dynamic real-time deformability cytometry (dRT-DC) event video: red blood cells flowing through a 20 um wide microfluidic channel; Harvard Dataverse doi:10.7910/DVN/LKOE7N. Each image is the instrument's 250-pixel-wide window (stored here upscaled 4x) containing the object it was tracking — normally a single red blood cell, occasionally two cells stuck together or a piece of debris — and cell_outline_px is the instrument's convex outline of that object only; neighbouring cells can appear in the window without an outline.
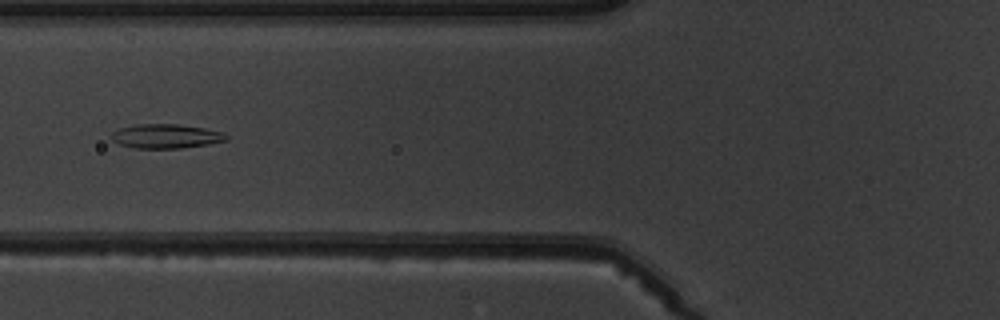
{"species": "common noctule bat (a hibernating species)", "species_latin": "Nyctalus noctula", "temperature_condition": "warm", "stored_images_in_passage": 6, "camera_frame_rate_fps": 3000, "um_per_image_px": 0.085, "animal": {"sex": "male", "body_mass_g": 19.5, "forearm_length_mm": 54.6}, "frame": {"image": 1, "passage_image": 2, "time_ms": 1.333, "image_size_px": [1000, 320], "cell_outline_px": [[228, 140], [208, 144], [180, 148], [136, 148], [120, 144], [112, 140], [112, 132], [120, 128], [136, 124], [180, 124], [204, 128], [224, 132], [228, 136]], "centroid_in_image_um": [14.13, 11.57], "position_along_channel_um": 111.7, "area_um2": 16.18}}
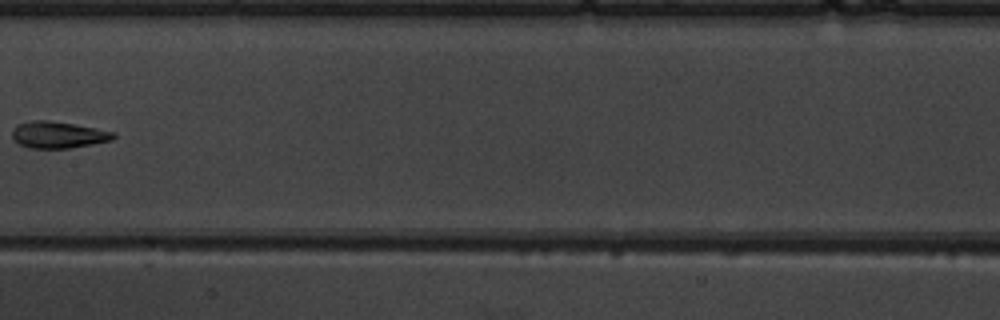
{"frame": {"image": 2, "passage_image": 4, "time_ms": 3.667, "image_size_px": [1000, 320], "cell_outline_px": [[116, 136], [112, 140], [92, 144], [68, 148], [28, 148], [20, 144], [12, 136], [12, 128], [16, 124], [32, 120], [48, 120], [96, 128], [116, 132]], "centroid_in_image_um": [4.94, 11.45], "position_along_channel_um": 202.5, "area_um2": 15.72}}
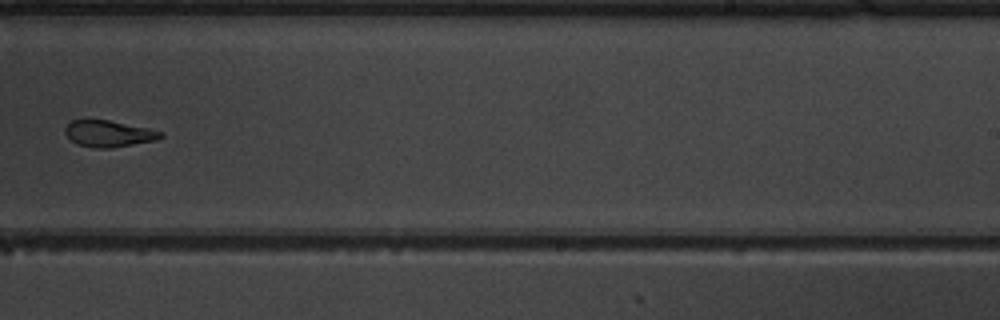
{"frame": {"image": 3, "passage_image": 6, "time_ms": 5.667, "image_size_px": [1000, 320], "cell_outline_px": [[164, 136], [156, 140], [112, 148], [96, 148], [76, 144], [64, 132], [64, 128], [72, 120], [84, 116], [88, 116], [148, 128], [164, 132]], "centroid_in_image_um": [9.19, 11.32], "position_along_channel_um": 279.8, "area_um2": 15.26}}